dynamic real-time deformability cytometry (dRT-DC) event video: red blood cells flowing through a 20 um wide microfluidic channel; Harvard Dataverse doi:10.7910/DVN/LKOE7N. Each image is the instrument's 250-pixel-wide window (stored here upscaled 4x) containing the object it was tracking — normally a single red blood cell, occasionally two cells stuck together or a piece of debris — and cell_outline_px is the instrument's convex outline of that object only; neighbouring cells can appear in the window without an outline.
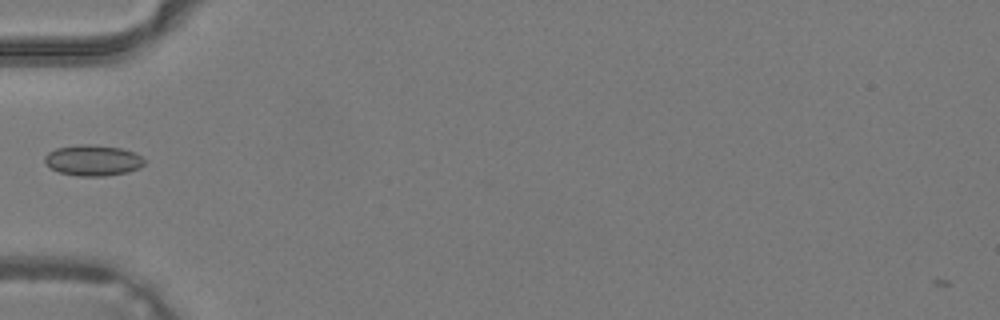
{"species": "common noctule bat (a hibernating species)", "species_latin": "Nyctalus noctula", "temperature_condition": "warm", "stored_images_in_passage": 27, "camera_frame_rate_fps": 3000, "um_per_image_px": 0.085, "animal": {"sex": "male", "body_mass_g": 19.2, "forearm_length_mm": 51.8}, "frame": {"image": 1, "passage_image": 1, "time_ms": 0.0, "image_size_px": [1000, 320], "cell_outline_px": [[144, 164], [140, 168], [128, 172], [104, 176], [80, 176], [60, 172], [44, 164], [44, 156], [48, 152], [56, 148], [80, 144], [92, 144], [120, 148], [132, 152], [140, 156], [144, 160]], "centroid_in_image_um": [7.87, 13.63], "position_along_channel_um": 77.1, "area_um2": 17.86}}
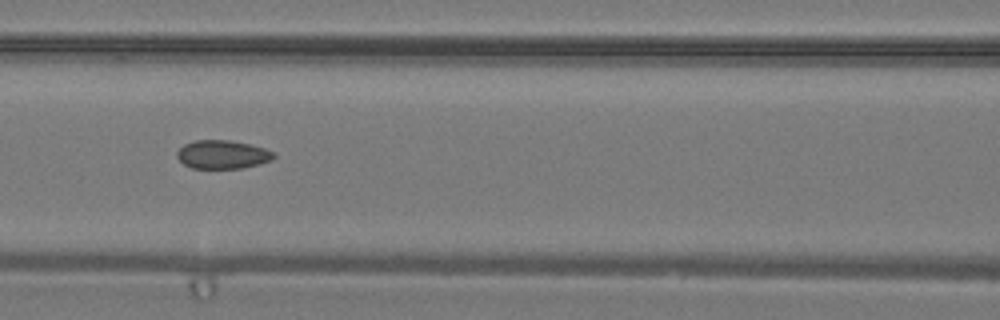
{"frame": {"image": 2, "passage_image": 5, "time_ms": 1.333, "image_size_px": [1000, 320], "cell_outline_px": [[276, 156], [272, 160], [244, 168], [192, 168], [184, 164], [176, 156], [176, 152], [184, 144], [196, 140], [228, 140], [248, 144], [264, 148], [272, 152]], "centroid_in_image_um": [18.9, 13.13], "position_along_channel_um": 147.7, "area_um2": 15.95}}
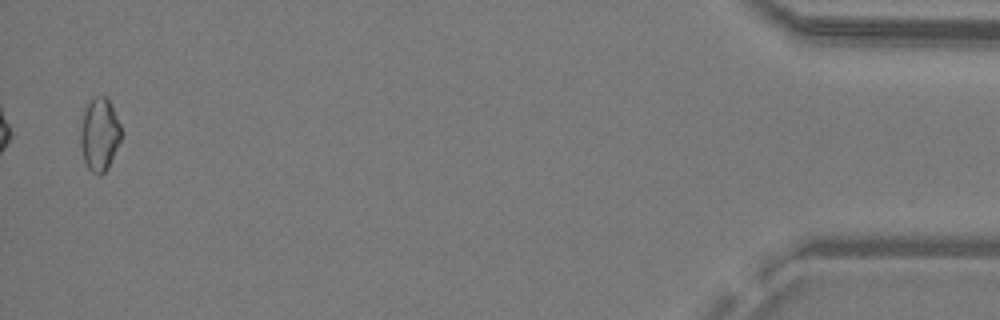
{"frame": {"image": 3, "passage_image": 26, "time_ms": 8.333, "image_size_px": [1000, 320], "cell_outline_px": [[124, 132], [108, 168], [100, 176], [92, 172], [88, 168], [84, 160], [80, 148], [80, 128], [84, 112], [92, 96], [104, 96], [108, 100]], "centroid_in_image_um": [8.46, 11.45], "position_along_channel_um": 426.7, "area_um2": 17.4}}